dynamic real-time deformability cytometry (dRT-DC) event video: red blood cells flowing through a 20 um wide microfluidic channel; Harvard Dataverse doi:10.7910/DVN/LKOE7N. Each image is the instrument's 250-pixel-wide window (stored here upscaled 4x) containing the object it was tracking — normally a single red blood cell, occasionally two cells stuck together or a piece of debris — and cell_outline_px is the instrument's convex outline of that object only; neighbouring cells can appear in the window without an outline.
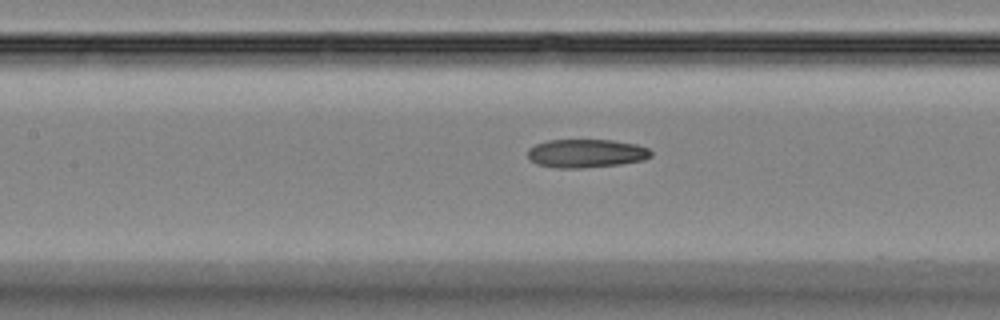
{"species": "Egyptian fruit bat (a non-hibernating species)", "species_latin": "Rousettus aegyptiacus", "temperature_condition": "room temperature", "stored_images_in_passage": 48, "camera_frame_rate_fps": 3000, "um_per_image_px": 0.085, "animal": {"sex": "female"}, "frame": {"image": 1, "passage_image": 24, "time_ms": 7.667, "image_size_px": [1000, 320], "cell_outline_px": [[652, 156], [644, 160], [620, 164], [584, 168], [556, 168], [536, 164], [528, 160], [528, 148], [536, 144], [548, 140], [612, 140], [636, 144], [648, 148], [652, 152]], "centroid_in_image_um": [49.81, 13.04], "position_along_channel_um": 157.6, "area_um2": 20.63}}
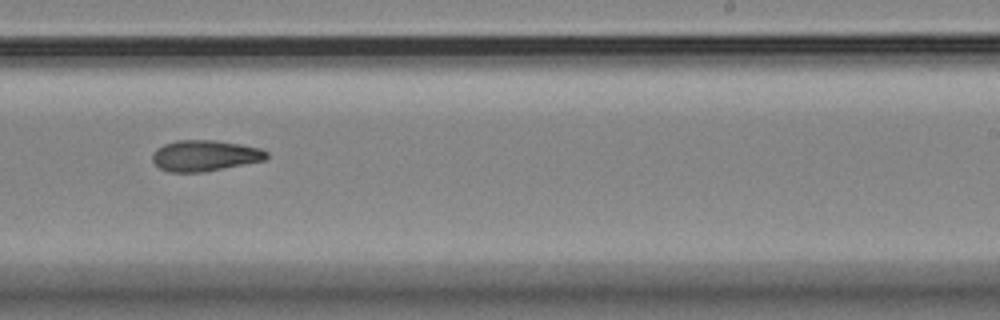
{"frame": {"image": 2, "passage_image": 33, "time_ms": 10.667, "image_size_px": [1000, 320], "cell_outline_px": [[268, 160], [200, 172], [168, 172], [160, 168], [152, 160], [152, 152], [156, 148], [164, 144], [176, 140], [216, 140], [240, 144], [260, 148], [268, 152]], "centroid_in_image_um": [17.41, 13.22], "position_along_channel_um": 271.6, "area_um2": 20.69}}
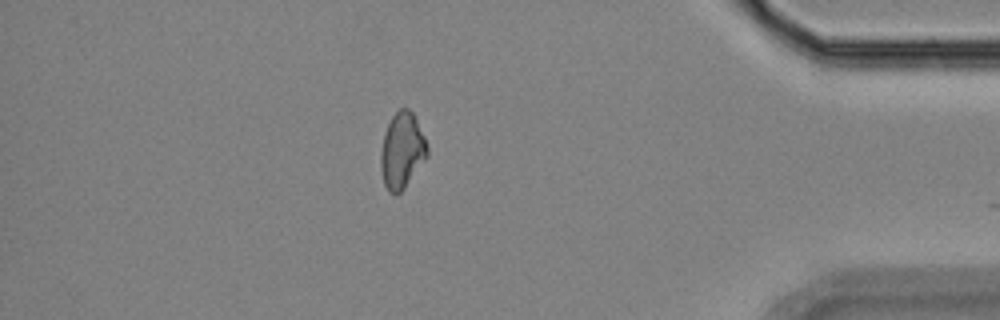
{"frame": {"image": 3, "passage_image": 46, "time_ms": 15.0, "image_size_px": [1000, 320], "cell_outline_px": [[428, 156], [404, 188], [396, 196], [388, 192], [384, 184], [380, 168], [380, 152], [384, 132], [392, 116], [400, 108], [408, 108], [412, 112], [424, 136], [428, 148]], "centroid_in_image_um": [34.15, 12.82], "position_along_channel_um": 401.0, "area_um2": 20.63}}